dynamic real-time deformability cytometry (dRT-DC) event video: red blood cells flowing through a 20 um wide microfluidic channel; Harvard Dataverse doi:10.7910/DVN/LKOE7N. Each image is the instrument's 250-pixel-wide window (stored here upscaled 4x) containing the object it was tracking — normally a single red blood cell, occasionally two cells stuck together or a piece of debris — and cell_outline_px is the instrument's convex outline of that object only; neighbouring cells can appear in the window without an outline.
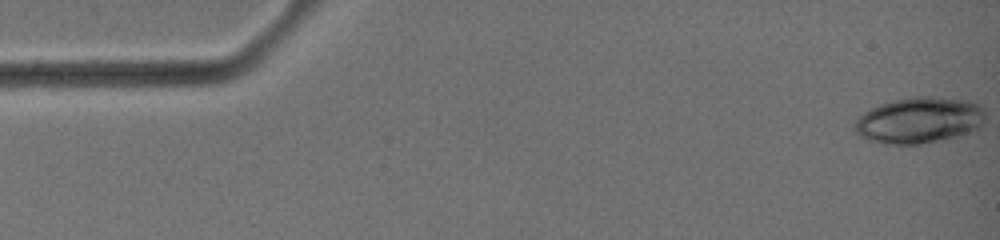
{"species": "common noctule bat (a hibernating species)", "species_latin": "Nyctalus noctula", "temperature_condition": "warm", "stored_images_in_passage": 41, "camera_frame_rate_fps": 3000, "um_per_image_px": 0.085, "animal": {"sex": "female", "body_mass_g": 19.0, "forearm_length_mm": 51.5}, "frame": {"image": 1, "passage_image": 1, "time_ms": 0.0, "image_size_px": [1000, 240], "cell_outline_px": [[984, 116], [980, 124], [976, 128], [968, 132], [948, 140], [920, 144], [892, 144], [868, 140], [860, 136], [856, 132], [856, 120], [864, 112], [880, 104], [892, 100], [912, 96], [932, 96], [968, 100], [980, 104], [984, 108]], "centroid_in_image_um": [78.15, 10.21], "position_along_channel_um": 6.8, "area_um2": 35.14}}
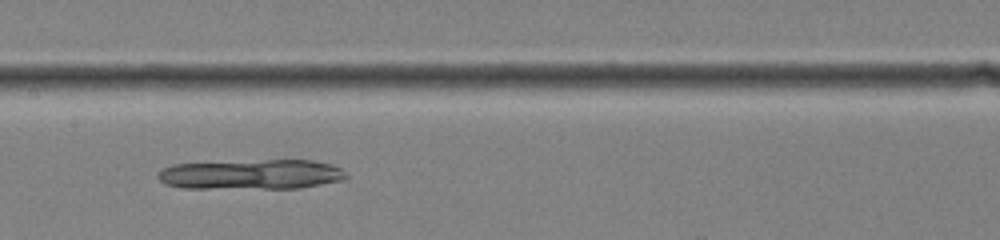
{"frame": {"image": 2, "passage_image": 21, "time_ms": 6.667, "image_size_px": [1000, 240], "cell_outline_px": [[348, 176], [344, 180], [300, 188], [180, 188], [164, 184], [156, 176], [156, 172], [160, 168], [172, 164], [268, 160], [312, 160], [332, 164], [340, 168]], "centroid_in_image_um": [21.32, 14.83], "position_along_channel_um": 186.1, "area_um2": 33.06}}
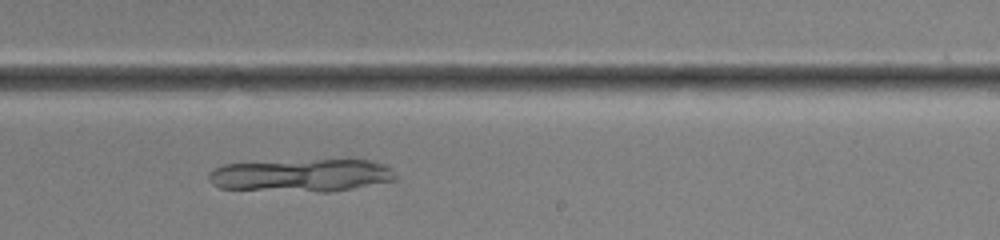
{"frame": {"image": 3, "passage_image": 26, "time_ms": 8.333, "image_size_px": [1000, 240], "cell_outline_px": [[396, 180], [332, 192], [316, 192], [220, 188], [212, 184], [208, 180], [208, 172], [224, 164], [348, 156], [372, 160], [384, 164], [392, 168], [396, 176]], "centroid_in_image_um": [25.72, 14.85], "position_along_channel_um": 263.3, "area_um2": 37.22}}